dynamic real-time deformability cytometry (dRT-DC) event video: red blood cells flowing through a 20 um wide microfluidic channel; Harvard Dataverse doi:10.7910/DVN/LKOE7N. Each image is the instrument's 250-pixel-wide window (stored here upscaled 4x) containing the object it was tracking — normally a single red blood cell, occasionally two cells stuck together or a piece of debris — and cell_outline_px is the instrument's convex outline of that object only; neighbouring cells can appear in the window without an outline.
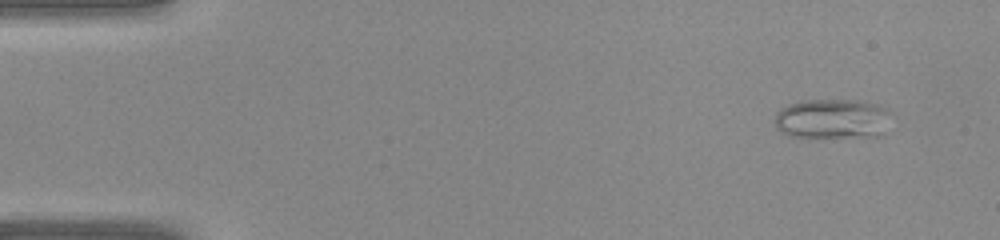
{"species": "common noctule bat (a hibernating species)", "species_latin": "Nyctalus noctula", "temperature_condition": "warm", "stored_images_in_passage": 38, "camera_frame_rate_fps": 3000, "um_per_image_px": 0.085, "animal": {"sex": "female", "body_mass_g": 22.0, "forearm_length_mm": 56.7}, "frame": {"image": 1, "passage_image": 1, "time_ms": 0.0, "image_size_px": [1000, 240], "cell_outline_px": [[888, 112], [884, 136], [788, 136], [780, 132], [776, 128], [776, 112], [780, 108], [788, 104], [804, 100], [860, 100], [876, 104], [888, 108]], "centroid_in_image_um": [70.73, 10.08], "position_along_channel_um": 14.3, "area_um2": 26.88}}
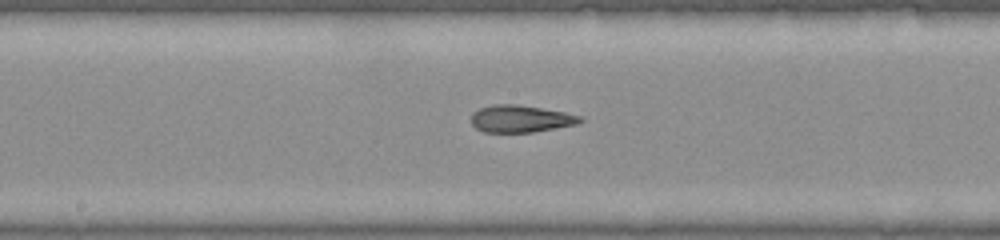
{"frame": {"image": 2, "passage_image": 19, "time_ms": 6.0, "image_size_px": [1000, 240], "cell_outline_px": [[584, 120], [576, 124], [556, 128], [532, 132], [484, 132], [476, 128], [472, 124], [472, 112], [480, 108], [496, 104], [512, 104], [540, 108], [564, 112], [584, 116]], "centroid_in_image_um": [44.27, 10.1], "position_along_channel_um": 203.9, "area_um2": 17.11}}
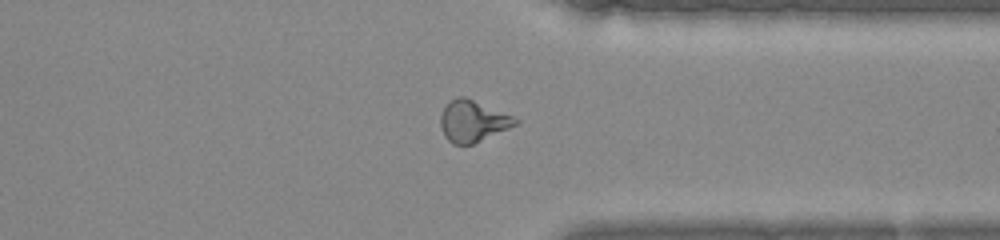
{"frame": {"image": 3, "passage_image": 29, "time_ms": 9.333, "image_size_px": [1000, 240], "cell_outline_px": [[520, 124], [472, 144], [452, 144], [444, 136], [440, 128], [440, 116], [444, 108], [456, 96], [464, 96], [512, 116], [520, 120]], "centroid_in_image_um": [40.19, 10.31], "position_along_channel_um": 371.2, "area_um2": 17.98}}